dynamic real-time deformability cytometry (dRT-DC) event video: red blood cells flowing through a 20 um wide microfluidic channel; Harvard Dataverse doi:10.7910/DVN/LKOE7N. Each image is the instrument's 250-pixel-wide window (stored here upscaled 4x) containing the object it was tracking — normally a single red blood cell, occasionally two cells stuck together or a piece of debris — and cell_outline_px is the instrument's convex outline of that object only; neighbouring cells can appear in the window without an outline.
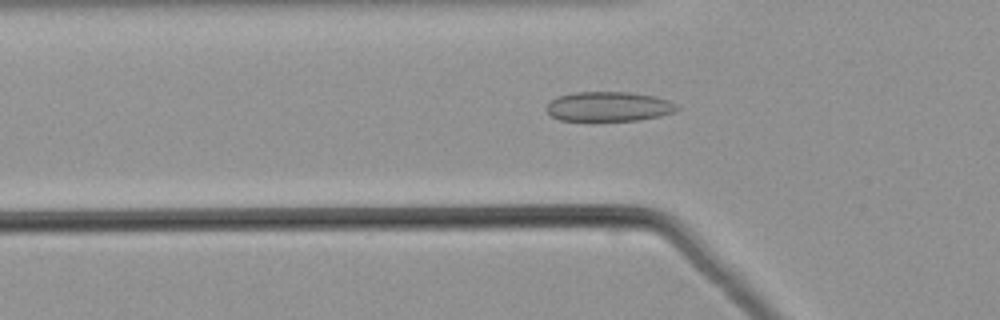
{"species": "common noctule bat (a hibernating species)", "species_latin": "Nyctalus noctula", "temperature_condition": "warm", "stored_images_in_passage": 51, "camera_frame_rate_fps": 3000, "um_per_image_px": 0.085, "animal": {"sex": "male", "body_mass_g": 21.5, "forearm_length_mm": 52.0}, "frame": {"image": 1, "passage_image": 17, "time_ms": 5.333, "image_size_px": [1000, 320], "cell_outline_px": [[680, 108], [676, 112], [660, 116], [640, 120], [596, 124], [588, 124], [560, 120], [552, 116], [544, 108], [556, 96], [576, 92], [628, 92], [652, 96], [668, 100], [676, 104]], "centroid_in_image_um": [51.7, 9.12], "position_along_channel_um": 74.1, "area_um2": 23.76}}
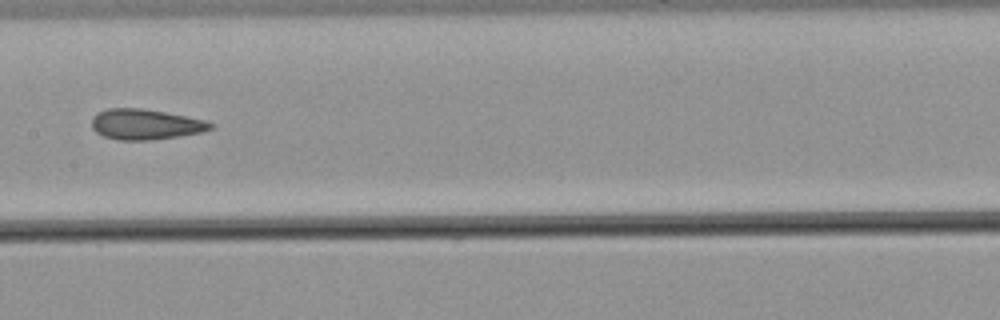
{"frame": {"image": 2, "passage_image": 26, "time_ms": 8.333, "image_size_px": [1000, 320], "cell_outline_px": [[212, 128], [204, 132], [180, 136], [148, 140], [120, 140], [104, 136], [96, 132], [92, 128], [92, 116], [96, 112], [108, 108], [140, 108], [164, 112], [204, 120], [212, 124]], "centroid_in_image_um": [12.32, 10.57], "position_along_channel_um": 195.1, "area_um2": 20.98}}
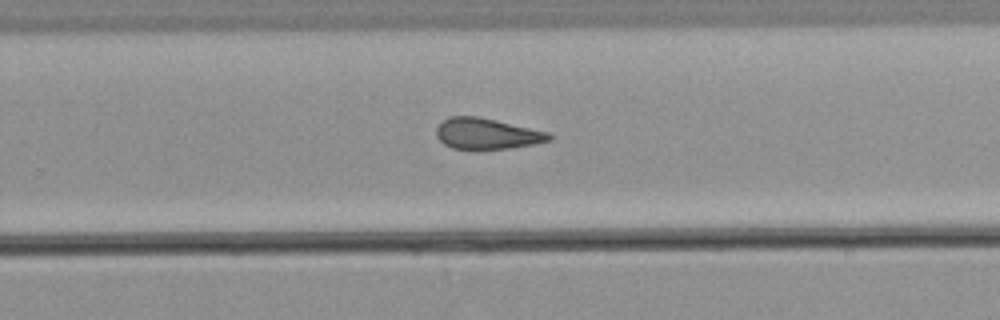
{"frame": {"image": 3, "passage_image": 33, "time_ms": 10.667, "image_size_px": [1000, 320], "cell_outline_px": [[552, 140], [536, 144], [512, 148], [452, 148], [444, 144], [436, 136], [436, 128], [444, 120], [452, 116], [476, 116], [496, 120], [548, 132], [552, 136]], "centroid_in_image_um": [41.4, 11.36], "position_along_channel_um": 288.4, "area_um2": 20.06}}